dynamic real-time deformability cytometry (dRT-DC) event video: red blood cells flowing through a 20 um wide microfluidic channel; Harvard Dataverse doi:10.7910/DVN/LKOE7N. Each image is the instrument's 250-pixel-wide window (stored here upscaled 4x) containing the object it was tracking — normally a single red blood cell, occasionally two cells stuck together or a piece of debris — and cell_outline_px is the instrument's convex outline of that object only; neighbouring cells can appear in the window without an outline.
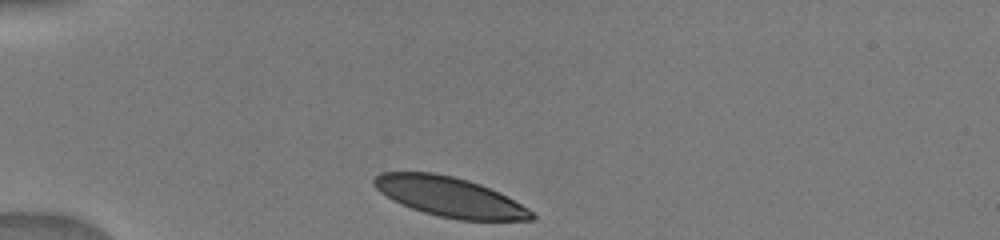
{"species": "human", "species_latin": "Homo sapiens", "temperature_condition": "warm", "stored_images_in_passage": 16, "camera_frame_rate_fps": 3000, "um_per_image_px": 0.085, "donor": {"sex": "male"}, "frame": {"image": 1, "passage_image": 1, "time_ms": 0.0, "image_size_px": [1000, 240], "cell_outline_px": [[536, 216], [532, 220], [460, 220], [440, 216], [424, 212], [412, 208], [392, 200], [380, 192], [372, 184], [372, 180], [380, 172], [432, 172], [452, 176], [468, 180], [480, 184], [528, 208]], "centroid_in_image_um": [38.17, 16.73], "position_along_channel_um": 46.8, "area_um2": 36.01}}
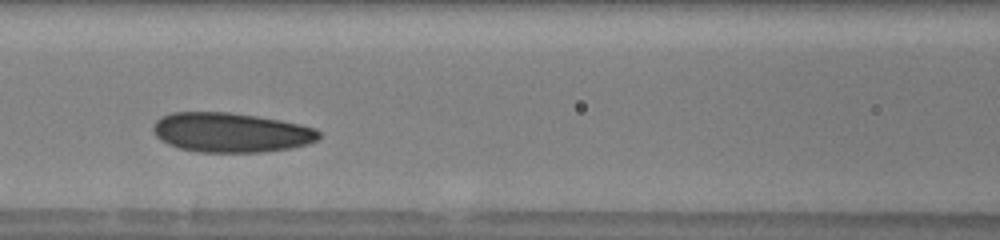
{"frame": {"image": 2, "passage_image": 9, "time_ms": 3.333, "image_size_px": [1000, 240], "cell_outline_px": [[320, 136], [316, 140], [308, 144], [292, 148], [264, 152], [196, 152], [180, 148], [168, 144], [160, 140], [152, 132], [152, 128], [156, 120], [160, 116], [172, 112], [228, 112], [256, 116], [280, 120], [300, 124], [316, 128], [320, 132]], "centroid_in_image_um": [19.61, 11.26], "position_along_channel_um": 147.0, "area_um2": 38.49}}
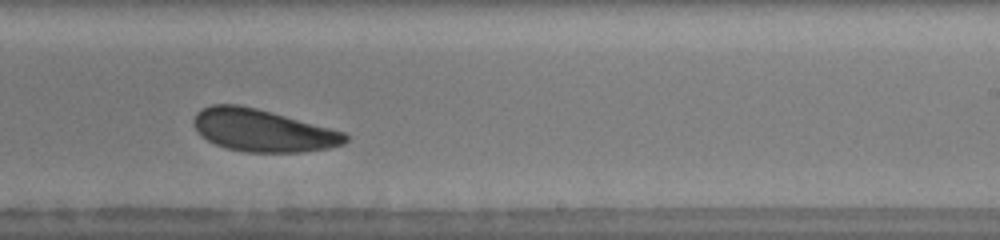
{"frame": {"image": 3, "passage_image": 14, "time_ms": 6.333, "image_size_px": [1000, 240], "cell_outline_px": [[348, 140], [344, 144], [332, 148], [304, 152], [244, 152], [228, 148], [216, 144], [200, 136], [196, 132], [192, 124], [192, 120], [196, 112], [200, 108], [212, 104], [236, 104], [256, 108], [344, 132], [348, 136]], "centroid_in_image_um": [22.28, 11.09], "position_along_channel_um": 266.7, "area_um2": 37.51}}